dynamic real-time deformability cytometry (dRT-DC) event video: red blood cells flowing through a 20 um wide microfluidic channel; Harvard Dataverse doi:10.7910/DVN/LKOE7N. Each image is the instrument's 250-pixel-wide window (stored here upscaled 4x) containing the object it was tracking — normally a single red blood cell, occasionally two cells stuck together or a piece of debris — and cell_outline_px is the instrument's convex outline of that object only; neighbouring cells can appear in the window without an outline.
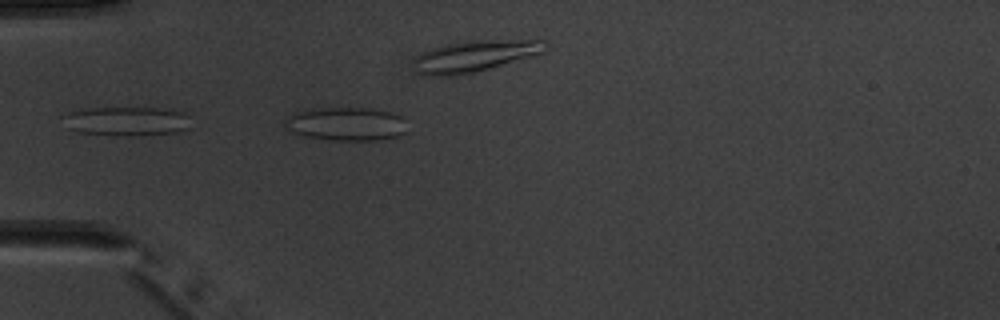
{"species": "common noctule bat (a hibernating species)", "species_latin": "Nyctalus noctula", "temperature_condition": "warm", "stored_images_in_passage": 4, "camera_frame_rate_fps": 3000, "um_per_image_px": 0.085, "animal": {"sex": "male", "body_mass_g": 20.1, "forearm_length_mm": 53.5}, "frame": {"image": 1, "passage_image": 4, "time_ms": 4.333, "image_size_px": [1000, 320], "cell_outline_px": [[404, 132], [396, 136], [380, 140], [332, 140], [304, 136], [288, 128], [284, 124], [284, 116], [292, 112], [312, 108], [360, 108], [388, 112], [400, 116]], "centroid_in_image_um": [29.3, 10.53], "position_along_channel_um": 55.7, "area_um2": 23.41}}